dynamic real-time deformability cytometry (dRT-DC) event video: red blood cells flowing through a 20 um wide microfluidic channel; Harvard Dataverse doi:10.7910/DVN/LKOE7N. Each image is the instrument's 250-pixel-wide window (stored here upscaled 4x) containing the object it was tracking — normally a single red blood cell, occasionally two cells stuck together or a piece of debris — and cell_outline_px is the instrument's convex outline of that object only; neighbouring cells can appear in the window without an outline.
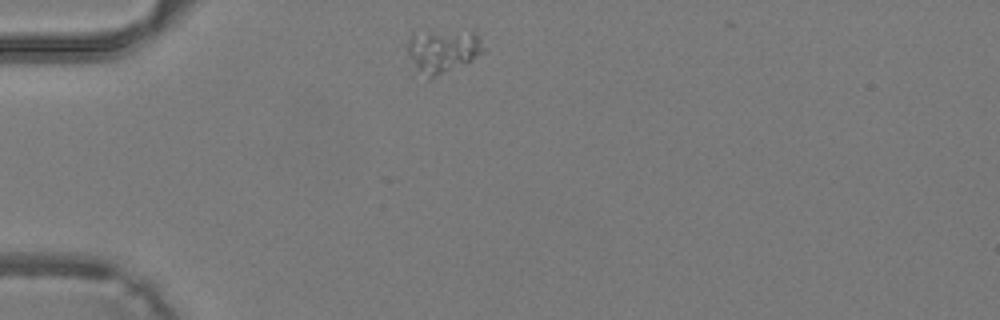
{"species": "common noctule bat (a hibernating species)", "species_latin": "Nyctalus noctula", "temperature_condition": "warm", "stored_images_in_passage": 26, "camera_frame_rate_fps": 3000, "um_per_image_px": 0.085, "animal": {"sex": "male", "body_mass_g": 19.2, "forearm_length_mm": 51.8}, "frame": {"image": 1, "passage_image": 2, "time_ms": 0.333, "image_size_px": [1000, 320], "cell_outline_px": [[484, 52], [472, 60], [436, 76], [428, 76], [416, 68], [404, 44], [412, 32], [476, 28], [484, 48]], "centroid_in_image_um": [37.68, 4.2], "position_along_channel_um": 47.3, "area_um2": 19.77}}
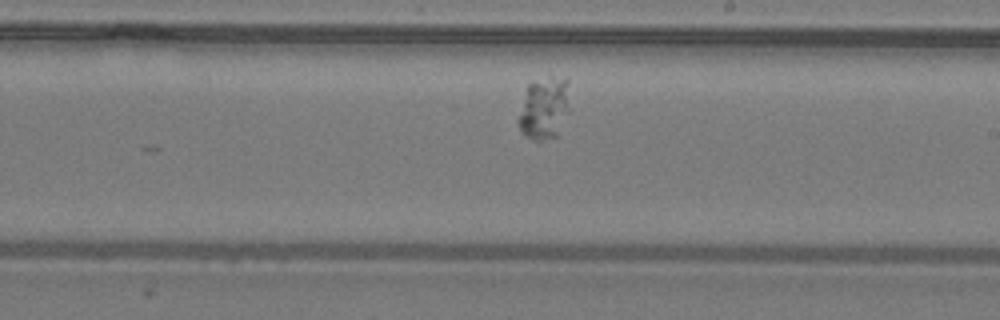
{"frame": {"image": 2, "passage_image": 16, "time_ms": 5.0, "image_size_px": [1000, 320], "cell_outline_px": [[568, 84], [564, 104], [556, 136], [540, 140], [532, 140], [520, 132], [516, 120], [528, 84], [564, 80], [568, 80]], "centroid_in_image_um": [46.08, 9.31], "position_along_channel_um": 242.9, "area_um2": 16.65}}
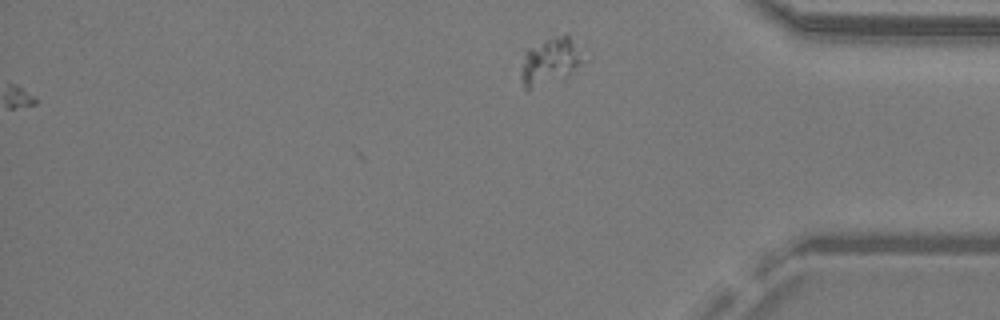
{"frame": {"image": 3, "passage_image": 26, "time_ms": 8.333, "image_size_px": [1000, 320], "cell_outline_px": [[588, 60], [568, 72], [528, 92], [524, 88], [520, 76], [524, 48], [544, 40], [556, 36], [568, 36]], "centroid_in_image_um": [46.68, 5.19], "position_along_channel_um": 388.5, "area_um2": 16.7}}